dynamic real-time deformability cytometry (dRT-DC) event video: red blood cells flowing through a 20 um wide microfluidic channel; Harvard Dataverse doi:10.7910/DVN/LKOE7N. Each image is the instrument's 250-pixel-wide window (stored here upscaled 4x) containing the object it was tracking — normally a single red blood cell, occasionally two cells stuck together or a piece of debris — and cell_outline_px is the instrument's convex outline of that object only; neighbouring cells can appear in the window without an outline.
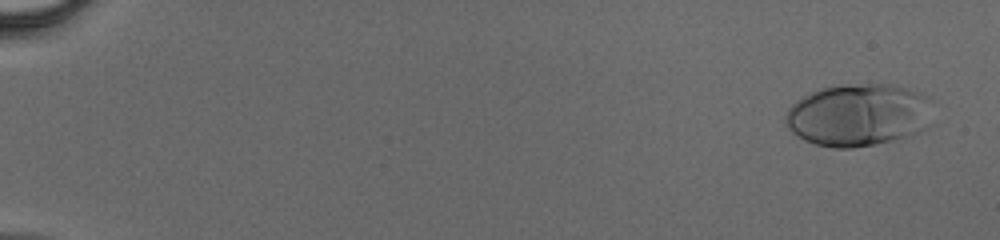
{"species": "human", "species_latin": "Homo sapiens", "temperature_condition": "cold", "stored_images_in_passage": 47, "camera_frame_rate_fps": 3000, "um_per_image_px": 0.085, "donor": {"sex": "male"}, "frame": {"image": 1, "passage_image": 3, "time_ms": 0.667, "image_size_px": [1000, 240], "cell_outline_px": [[932, 100], [928, 128], [908, 136], [892, 140], [852, 148], [832, 148], [816, 144], [804, 140], [792, 132], [784, 124], [784, 116], [788, 108], [796, 100], [812, 92], [824, 88], [860, 84], [888, 84], [904, 88], [928, 96]], "centroid_in_image_um": [72.95, 9.79], "position_along_channel_um": 12.0, "area_um2": 53.47}}
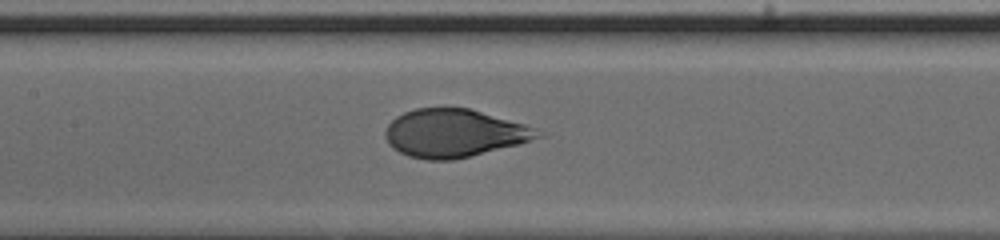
{"frame": {"image": 2, "passage_image": 25, "time_ms": 8.0, "image_size_px": [1000, 240], "cell_outline_px": [[544, 136], [520, 144], [452, 160], [424, 160], [408, 156], [392, 148], [388, 144], [384, 136], [384, 132], [388, 124], [396, 116], [404, 112], [416, 108], [444, 104], [468, 108], [524, 124], [536, 128], [544, 132]], "centroid_in_image_um": [38.57, 11.29], "position_along_channel_um": 168.8, "area_um2": 43.47}}
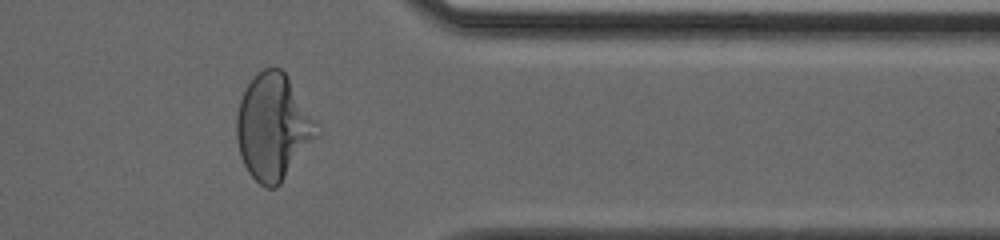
{"frame": {"image": 3, "passage_image": 40, "time_ms": 13.0, "image_size_px": [1000, 240], "cell_outline_px": [[320, 136], [280, 184], [276, 188], [268, 188], [260, 184], [248, 172], [240, 156], [236, 140], [236, 116], [240, 100], [248, 84], [264, 68], [280, 68], [288, 76], [320, 120]], "centroid_in_image_um": [23.3, 10.81], "position_along_channel_um": 388.1, "area_um2": 50.52}}